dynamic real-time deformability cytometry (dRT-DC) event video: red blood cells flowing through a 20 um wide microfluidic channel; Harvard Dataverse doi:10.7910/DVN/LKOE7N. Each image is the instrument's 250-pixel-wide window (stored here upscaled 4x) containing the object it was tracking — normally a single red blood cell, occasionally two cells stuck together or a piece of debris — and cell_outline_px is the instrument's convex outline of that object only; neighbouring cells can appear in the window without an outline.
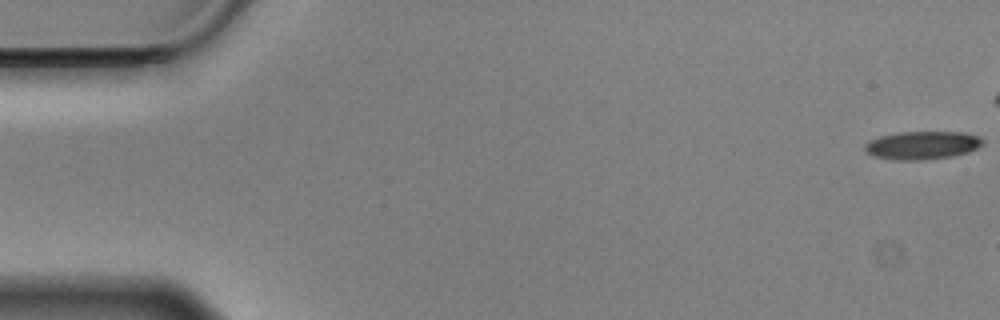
{"species": "Egyptian fruit bat (a non-hibernating species)", "species_latin": "Rousettus aegyptiacus", "temperature_condition": "cold", "stored_images_in_passage": 8, "camera_frame_rate_fps": 3000, "um_per_image_px": 0.085, "animal": {"sex": "male"}, "frame": {"image": 1, "passage_image": 1, "time_ms": 0.0, "image_size_px": [1000, 320], "cell_outline_px": [[984, 144], [968, 152], [952, 156], [924, 160], [896, 160], [872, 156], [864, 148], [864, 144], [880, 136], [900, 132], [964, 132], [980, 136], [984, 140]], "centroid_in_image_um": [78.42, 12.34], "position_along_channel_um": 6.6, "area_um2": 19.36}}